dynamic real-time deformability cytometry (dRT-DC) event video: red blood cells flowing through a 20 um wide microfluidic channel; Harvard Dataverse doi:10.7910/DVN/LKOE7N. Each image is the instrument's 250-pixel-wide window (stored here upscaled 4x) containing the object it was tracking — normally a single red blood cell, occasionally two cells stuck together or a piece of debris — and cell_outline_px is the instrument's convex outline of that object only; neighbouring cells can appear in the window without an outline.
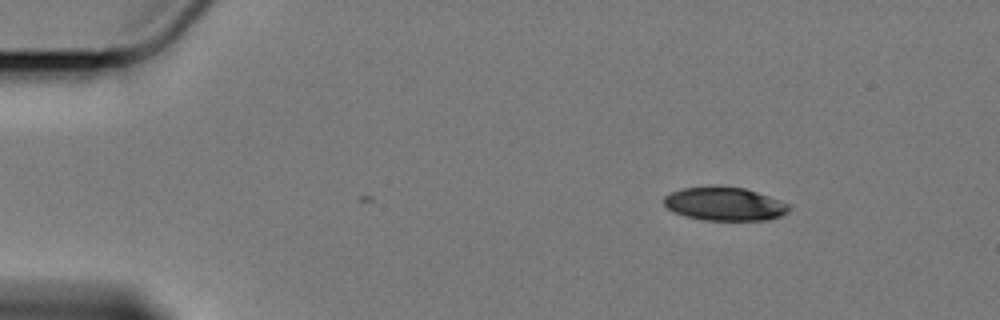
{"species": "Egyptian fruit bat (a non-hibernating species)", "species_latin": "Rousettus aegyptiacus", "temperature_condition": "cold", "stored_images_in_passage": 4, "camera_frame_rate_fps": 3000, "um_per_image_px": 0.085, "animal": {"sex": "female"}, "frame": {"image": 1, "passage_image": 1, "time_ms": 0.0, "image_size_px": [1000, 320], "cell_outline_px": [[792, 208], [788, 212], [780, 216], [768, 220], [704, 220], [684, 216], [668, 208], [664, 204], [664, 196], [672, 192], [684, 188], [744, 188], [780, 200], [788, 204]], "centroid_in_image_um": [61.63, 17.37], "position_along_channel_um": 23.4, "area_um2": 23.76}}